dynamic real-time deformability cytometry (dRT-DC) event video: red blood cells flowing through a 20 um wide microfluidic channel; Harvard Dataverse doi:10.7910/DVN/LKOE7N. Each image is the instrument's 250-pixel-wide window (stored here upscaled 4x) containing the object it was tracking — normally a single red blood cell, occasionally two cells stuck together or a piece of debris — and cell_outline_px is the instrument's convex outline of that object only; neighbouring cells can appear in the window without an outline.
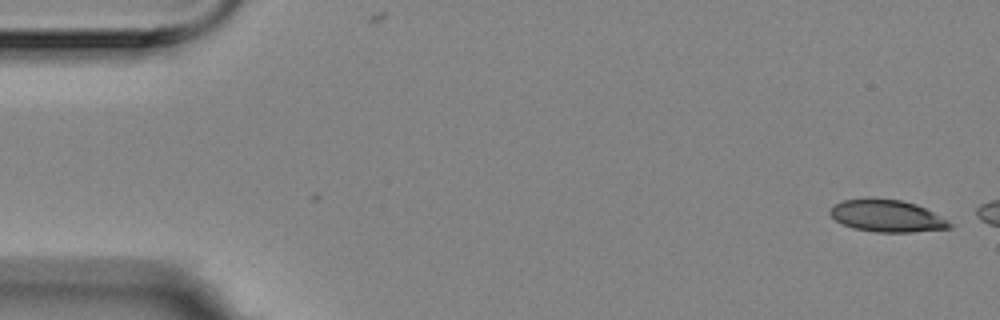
{"species": "Egyptian fruit bat (a non-hibernating species)", "species_latin": "Rousettus aegyptiacus", "temperature_condition": "room temperature", "stored_images_in_passage": 2, "camera_frame_rate_fps": 3000, "um_per_image_px": 0.085, "animal": {"sex": "female"}, "frame": {"image": 1, "passage_image": 2, "time_ms": 0.333, "image_size_px": [1000, 320], "cell_outline_px": [[956, 224], [952, 228], [912, 232], [876, 232], [852, 228], [836, 220], [828, 212], [836, 204], [844, 200], [900, 200], [916, 204]], "centroid_in_image_um": [75.46, 18.39], "position_along_channel_um": 9.5, "area_um2": 21.79}}